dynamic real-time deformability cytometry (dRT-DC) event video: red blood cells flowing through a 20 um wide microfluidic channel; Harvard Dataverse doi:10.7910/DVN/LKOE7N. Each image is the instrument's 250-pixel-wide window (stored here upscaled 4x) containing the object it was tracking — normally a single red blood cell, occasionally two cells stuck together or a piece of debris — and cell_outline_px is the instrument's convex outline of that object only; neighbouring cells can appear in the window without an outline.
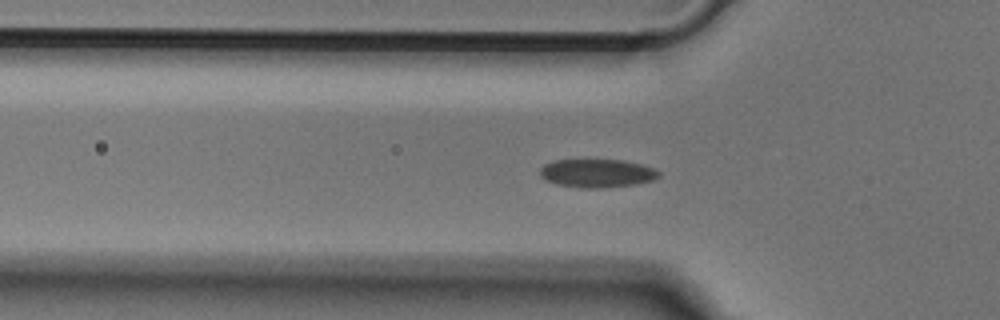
{"species": "Egyptian fruit bat (a non-hibernating species)", "species_latin": "Rousettus aegyptiacus", "temperature_condition": "cold", "stored_images_in_passage": 42, "camera_frame_rate_fps": 3000, "um_per_image_px": 0.085, "animal": {"sex": "male"}, "frame": {"image": 1, "passage_image": 6, "time_ms": 1.667, "image_size_px": [1000, 320], "cell_outline_px": [[660, 176], [652, 180], [636, 184], [600, 188], [580, 188], [556, 184], [544, 180], [540, 176], [540, 168], [544, 164], [556, 160], [624, 160], [656, 168], [660, 172]], "centroid_in_image_um": [50.74, 14.73], "position_along_channel_um": 75.1, "area_um2": 19.77}}
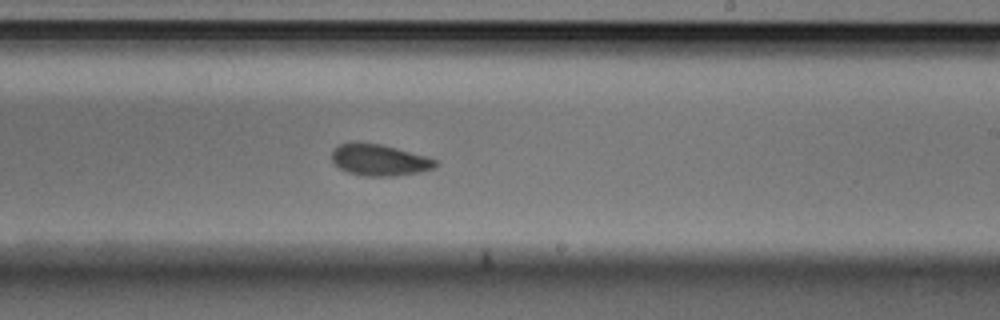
{"frame": {"image": 2, "passage_image": 20, "time_ms": 6.333, "image_size_px": [1000, 320], "cell_outline_px": [[436, 168], [420, 172], [392, 176], [368, 176], [348, 172], [340, 168], [332, 160], [332, 152], [340, 144], [380, 144], [428, 156], [436, 160]], "centroid_in_image_um": [32.31, 13.62], "position_along_channel_um": 256.7, "area_um2": 18.5}}
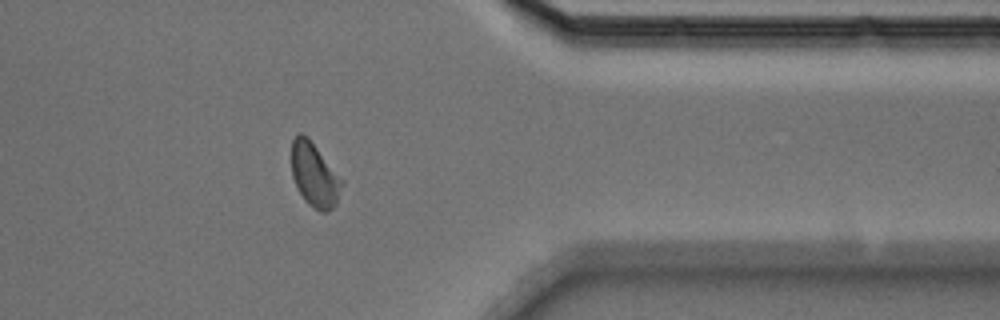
{"frame": {"image": 3, "passage_image": 31, "time_ms": 10.0, "image_size_px": [1000, 320], "cell_outline_px": [[344, 184], [336, 204], [328, 212], [320, 212], [308, 204], [304, 200], [292, 176], [292, 140], [300, 132], [308, 136], [344, 180]], "centroid_in_image_um": [26.76, 14.87], "position_along_channel_um": 384.6, "area_um2": 18.96}}